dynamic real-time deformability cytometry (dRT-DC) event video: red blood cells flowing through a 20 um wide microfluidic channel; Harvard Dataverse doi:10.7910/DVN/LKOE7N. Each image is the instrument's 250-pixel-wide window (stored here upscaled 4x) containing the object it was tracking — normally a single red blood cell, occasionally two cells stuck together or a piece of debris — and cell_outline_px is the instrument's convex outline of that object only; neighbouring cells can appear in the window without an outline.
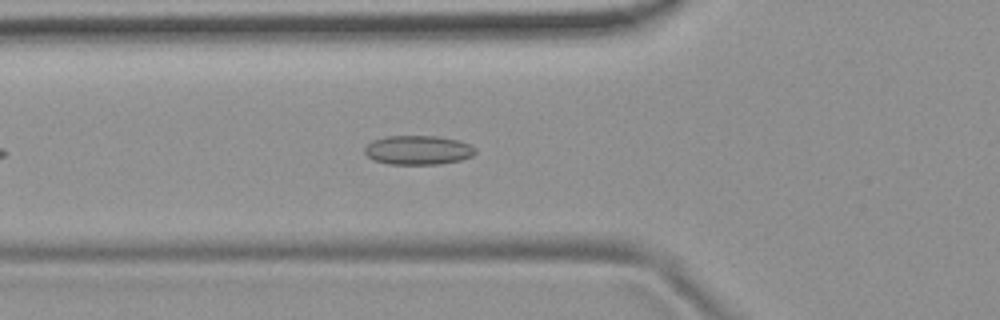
{"species": "common noctule bat (a hibernating species)", "species_latin": "Nyctalus noctula", "temperature_condition": "room temperature", "stored_images_in_passage": 11, "camera_frame_rate_fps": 3000, "um_per_image_px": 0.085, "animal": {"sex": "female", "body_mass_g": 19.9}, "frame": {"image": 1, "passage_image": 8, "time_ms": 2.333, "image_size_px": [1000, 320], "cell_outline_px": [[476, 152], [472, 156], [460, 160], [440, 164], [388, 164], [372, 160], [364, 152], [364, 148], [372, 140], [388, 136], [440, 136], [460, 140], [476, 148]], "centroid_in_image_um": [35.54, 12.75], "position_along_channel_um": 90.3, "area_um2": 18.96}}